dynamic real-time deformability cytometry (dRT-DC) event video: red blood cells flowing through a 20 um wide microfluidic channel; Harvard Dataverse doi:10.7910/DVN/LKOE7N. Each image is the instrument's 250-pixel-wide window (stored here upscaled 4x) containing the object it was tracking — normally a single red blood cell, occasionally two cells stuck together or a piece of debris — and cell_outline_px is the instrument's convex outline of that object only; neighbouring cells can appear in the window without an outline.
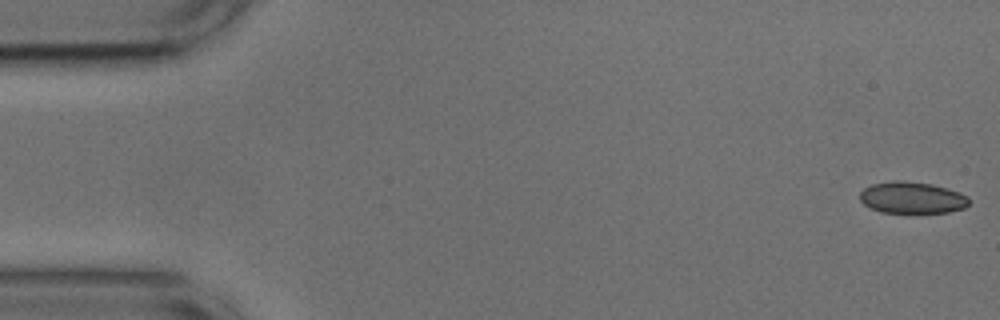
{"species": "common noctule bat (a hibernating species)", "species_latin": "Nyctalus noctula", "temperature_condition": "cold", "stored_images_in_passage": 16, "camera_frame_rate_fps": 3000, "um_per_image_px": 0.085, "animal": {"sex": "male", "body_mass_g": 17.9, "forearm_length_mm": 54.2}, "frame": {"image": 1, "passage_image": 1, "time_ms": 0.0, "image_size_px": [1000, 320], "cell_outline_px": [[968, 204], [964, 208], [948, 212], [880, 212], [864, 204], [860, 200], [860, 192], [864, 188], [872, 184], [892, 180], [900, 180], [932, 184], [960, 192], [968, 196]], "centroid_in_image_um": [77.51, 16.79], "position_along_channel_um": 7.5, "area_um2": 20.0}}
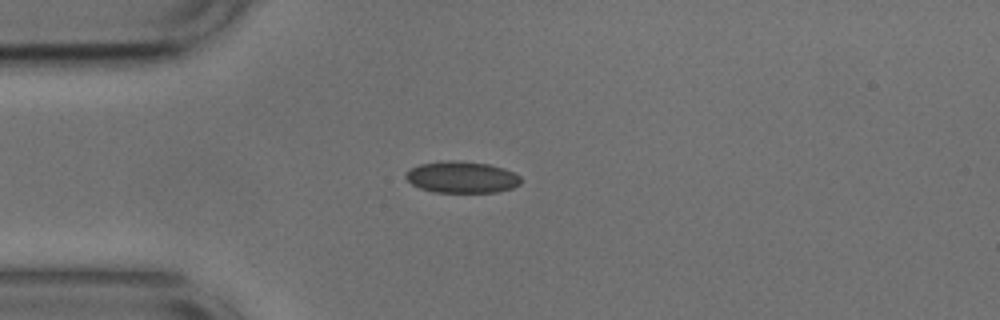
{"frame": {"image": 2, "passage_image": 13, "time_ms": 4.0, "image_size_px": [1000, 320], "cell_outline_px": [[520, 184], [512, 188], [496, 192], [432, 192], [420, 188], [412, 184], [404, 176], [412, 168], [420, 164], [444, 160], [452, 160], [488, 164], [504, 168], [520, 176]], "centroid_in_image_um": [39.25, 15.06], "position_along_channel_um": 45.8, "area_um2": 21.04}}